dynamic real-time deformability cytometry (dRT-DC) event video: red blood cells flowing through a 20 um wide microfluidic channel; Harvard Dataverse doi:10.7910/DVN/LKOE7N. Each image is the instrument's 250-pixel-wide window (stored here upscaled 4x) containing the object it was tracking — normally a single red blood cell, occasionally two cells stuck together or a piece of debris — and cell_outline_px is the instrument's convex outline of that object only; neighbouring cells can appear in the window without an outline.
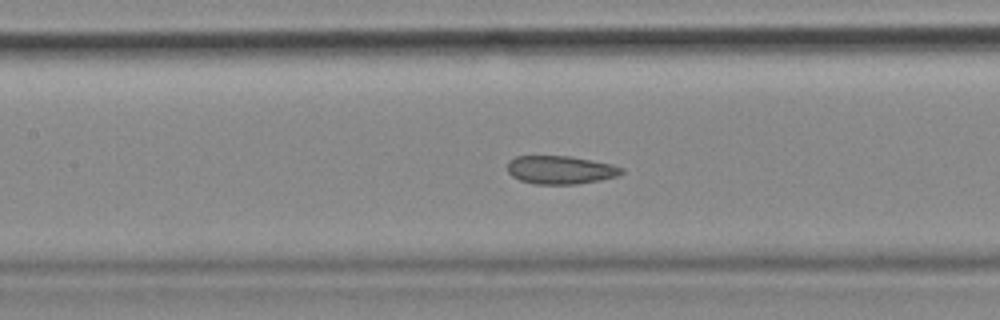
{"species": "common noctule bat (a hibernating species)", "species_latin": "Nyctalus noctula", "temperature_condition": "cold", "stored_images_in_passage": 54, "camera_frame_rate_fps": 3000, "um_per_image_px": 0.085, "animal": {"sex": "female", "body_mass_g": 18.4}, "frame": {"image": 1, "passage_image": 24, "time_ms": 7.667, "image_size_px": [1000, 320], "cell_outline_px": [[624, 172], [616, 176], [600, 180], [576, 184], [536, 184], [520, 180], [512, 176], [508, 172], [508, 160], [516, 156], [572, 156], [612, 164], [624, 168]], "centroid_in_image_um": [47.64, 14.43], "position_along_channel_um": 159.8, "area_um2": 18.84}, "authors_computed_cell_mechanics": {"area_um2": 20.0566, "velocity_mm_per_s": 3.6546, "shape_relaxation_time_tau1_ms": null, "shape_relaxation_time_tau2_ms": 2.3748, "deformation_change_tau1": null, "deformation_change_tau2": 0.0813}}